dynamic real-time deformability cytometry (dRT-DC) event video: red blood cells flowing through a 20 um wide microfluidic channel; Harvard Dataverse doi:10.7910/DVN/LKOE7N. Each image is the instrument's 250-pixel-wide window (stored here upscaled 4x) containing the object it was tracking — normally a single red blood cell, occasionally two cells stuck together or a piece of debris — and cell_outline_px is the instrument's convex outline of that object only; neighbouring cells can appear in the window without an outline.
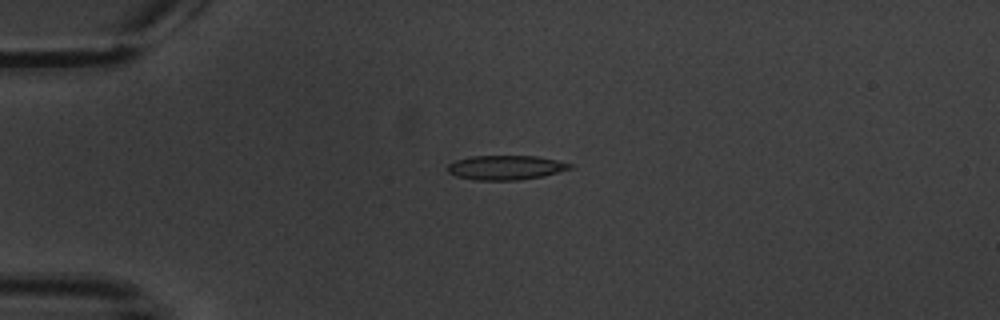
{"species": "common noctule bat (a hibernating species)", "species_latin": "Nyctalus noctula", "temperature_condition": "warm", "stored_images_in_passage": 11, "camera_frame_rate_fps": 3000, "um_per_image_px": 0.085, "animal": {"sex": "male", "body_mass_g": 20.1, "forearm_length_mm": 53.5}, "frame": {"image": 1, "passage_image": 4, "time_ms": 4.333, "image_size_px": [1000, 320], "cell_outline_px": [[572, 168], [544, 176], [516, 180], [476, 180], [456, 176], [448, 172], [448, 164], [456, 160], [472, 156], [536, 156], [556, 160], [572, 164]], "centroid_in_image_um": [42.98, 14.24], "position_along_channel_um": 42.0, "area_um2": 17.28}}
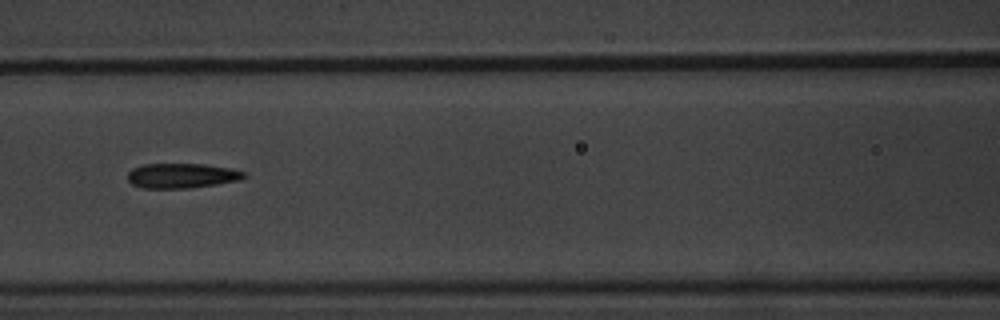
{"frame": {"image": 2, "passage_image": 7, "time_ms": 8.333, "image_size_px": [1000, 320], "cell_outline_px": [[248, 176], [240, 180], [216, 184], [188, 188], [140, 188], [132, 184], [128, 180], [128, 172], [132, 168], [144, 164], [204, 164], [232, 168], [244, 172]], "centroid_in_image_um": [15.45, 14.93], "position_along_channel_um": 151.1, "area_um2": 16.94}}
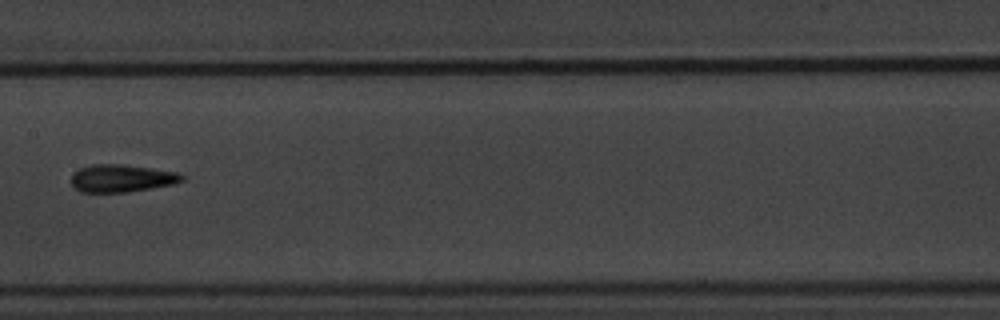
{"frame": {"image": 3, "passage_image": 8, "time_ms": 9.667, "image_size_px": [1000, 320], "cell_outline_px": [[184, 180], [172, 184], [152, 188], [128, 192], [80, 192], [72, 184], [72, 172], [80, 168], [92, 164], [120, 164], [176, 172], [184, 176]], "centroid_in_image_um": [10.31, 15.16], "position_along_channel_um": 197.1, "area_um2": 17.63}}